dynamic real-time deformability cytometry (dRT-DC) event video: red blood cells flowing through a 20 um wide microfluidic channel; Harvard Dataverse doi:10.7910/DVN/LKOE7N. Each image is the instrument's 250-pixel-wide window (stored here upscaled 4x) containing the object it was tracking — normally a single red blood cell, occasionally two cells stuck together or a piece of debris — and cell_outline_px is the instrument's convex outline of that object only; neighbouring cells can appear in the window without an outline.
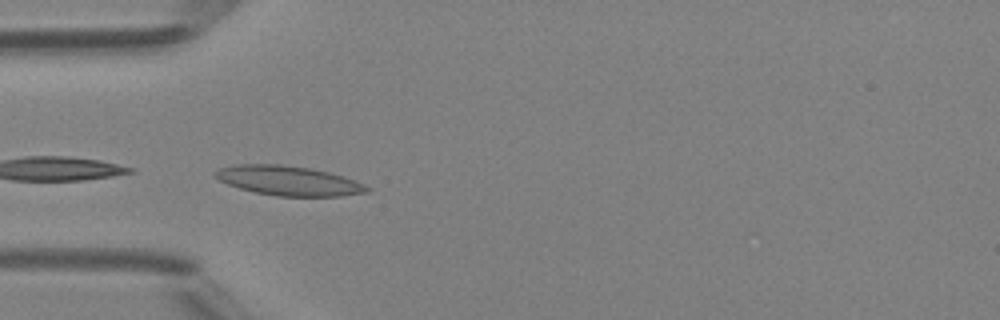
{"species": "Egyptian fruit bat (a non-hibernating species)", "species_latin": "Rousettus aegyptiacus", "temperature_condition": "room temperature", "stored_images_in_passage": 31, "camera_frame_rate_fps": 3000, "um_per_image_px": 0.085, "animal": {"sex": "female"}, "frame": {"image": 1, "passage_image": 1, "time_ms": 0.0, "image_size_px": [1000, 320], "cell_outline_px": [[372, 188], [368, 192], [340, 196], [276, 196], [256, 192], [240, 188], [228, 184], [220, 180], [212, 172], [220, 168], [236, 164], [280, 164], [308, 168], [328, 172], [364, 184]], "centroid_in_image_um": [24.51, 15.36], "position_along_channel_um": 60.5, "area_um2": 25.84}}
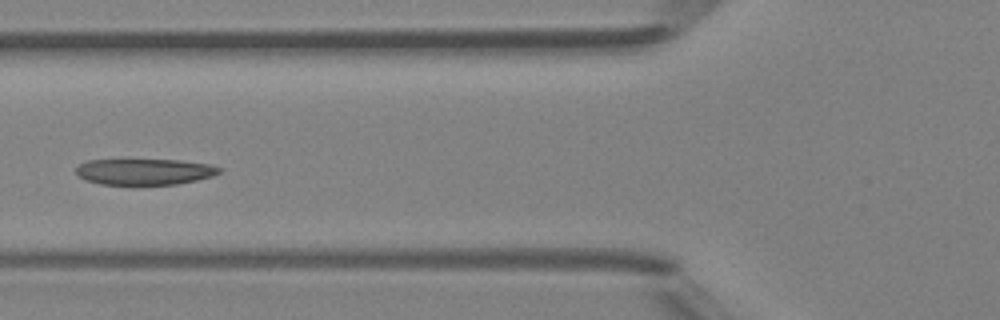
{"frame": {"image": 2, "passage_image": 5, "time_ms": 1.333, "image_size_px": [1000, 320], "cell_outline_px": [[224, 168], [220, 172], [212, 176], [196, 180], [176, 184], [100, 184], [84, 180], [76, 172], [76, 168], [80, 164], [88, 160], [180, 160], [208, 164]], "centroid_in_image_um": [12.29, 14.59], "position_along_channel_um": 113.5, "area_um2": 21.62}}